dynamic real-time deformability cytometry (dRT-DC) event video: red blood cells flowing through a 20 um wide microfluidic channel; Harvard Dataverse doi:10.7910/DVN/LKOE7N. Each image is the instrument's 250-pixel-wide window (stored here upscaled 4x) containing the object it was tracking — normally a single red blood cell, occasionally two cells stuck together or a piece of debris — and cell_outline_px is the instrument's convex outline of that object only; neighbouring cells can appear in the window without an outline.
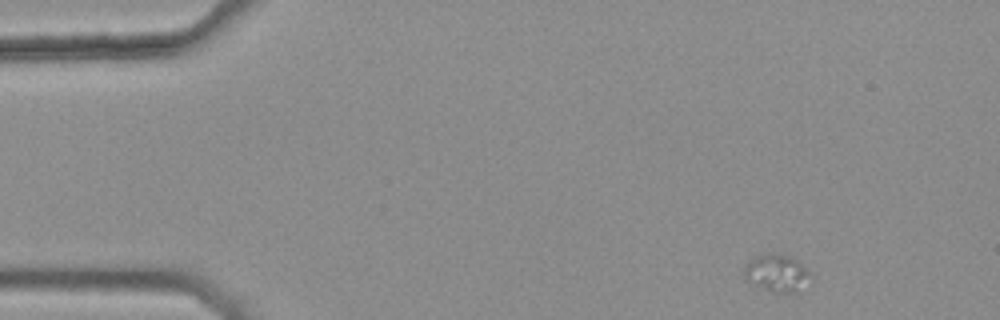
{"species": "common noctule bat (a hibernating species)", "species_latin": "Nyctalus noctula", "temperature_condition": "warm", "stored_images_in_passage": 4, "camera_frame_rate_fps": 3000, "um_per_image_px": 0.085, "animal": {"sex": "female", "body_mass_g": 25.1}, "frame": {"image": 1, "passage_image": 1, "time_ms": 0.0, "image_size_px": [1000, 320], "cell_outline_px": [[812, 280], [792, 292], [772, 292], [752, 284], [744, 280], [744, 264], [748, 260], [756, 256], [768, 252], [776, 252], [792, 256], [812, 272]], "centroid_in_image_um": [66.01, 23.17], "position_along_channel_um": 19.0, "area_um2": 14.85}}